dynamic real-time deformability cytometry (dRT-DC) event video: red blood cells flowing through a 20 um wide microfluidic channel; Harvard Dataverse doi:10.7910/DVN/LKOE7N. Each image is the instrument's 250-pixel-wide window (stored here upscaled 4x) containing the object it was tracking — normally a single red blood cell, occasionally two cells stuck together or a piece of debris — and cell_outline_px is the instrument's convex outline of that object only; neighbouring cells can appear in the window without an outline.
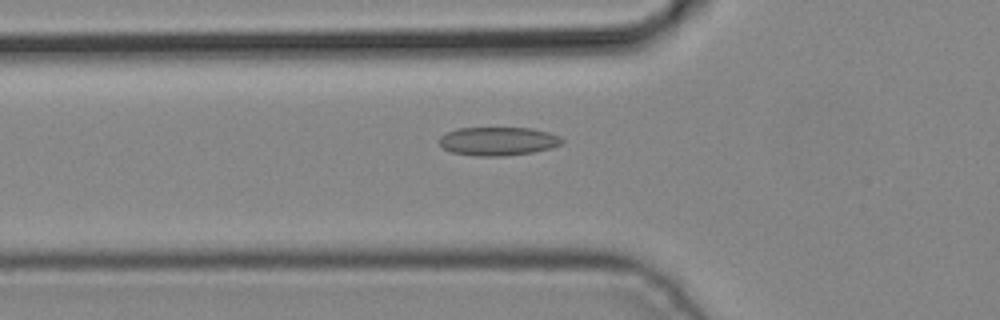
{"species": "common noctule bat (a hibernating species)", "species_latin": "Nyctalus noctula", "temperature_condition": "cold", "stored_images_in_passage": 4, "camera_frame_rate_fps": 3000, "um_per_image_px": 0.085, "animal": {"sex": "male", "body_mass_g": 19.2, "forearm_length_mm": 51.8}, "frame": {"image": 1, "passage_image": 4, "time_ms": 1.0, "image_size_px": [1000, 320], "cell_outline_px": [[564, 144], [552, 148], [532, 152], [504, 156], [476, 156], [452, 152], [444, 148], [440, 144], [440, 136], [456, 128], [532, 128], [548, 132], [560, 136], [564, 140]], "centroid_in_image_um": [42.38, 12.0], "position_along_channel_um": 83.4, "area_um2": 20.46}}